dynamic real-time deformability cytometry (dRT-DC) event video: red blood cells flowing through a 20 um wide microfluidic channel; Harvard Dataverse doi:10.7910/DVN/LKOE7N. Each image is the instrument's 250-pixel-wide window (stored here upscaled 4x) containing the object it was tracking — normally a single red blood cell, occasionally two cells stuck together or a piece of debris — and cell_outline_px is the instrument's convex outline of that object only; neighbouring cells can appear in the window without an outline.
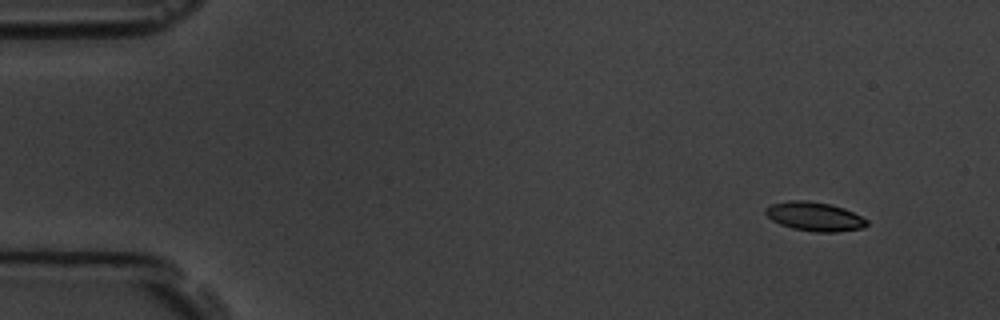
{"species": "common noctule bat (a hibernating species)", "species_latin": "Nyctalus noctula", "temperature_condition": "room temperature", "stored_images_in_passage": 9, "camera_frame_rate_fps": 3000, "um_per_image_px": 0.085, "animal": {"sex": "male", "body_mass_g": 19.5, "forearm_length_mm": 54.6}, "frame": {"image": 1, "passage_image": 2, "time_ms": 1.0, "image_size_px": [1000, 320], "cell_outline_px": [[868, 224], [864, 228], [836, 232], [816, 232], [792, 228], [780, 224], [772, 220], [764, 212], [764, 208], [772, 204], [788, 200], [804, 200], [832, 204], [844, 208], [868, 220]], "centroid_in_image_um": [69.24, 18.4], "position_along_channel_um": 15.8, "area_um2": 17.17}}
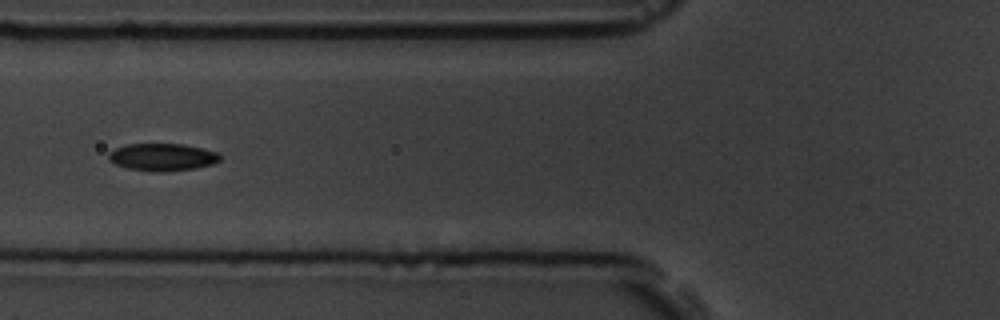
{"frame": {"image": 2, "passage_image": 7, "time_ms": 6.667, "image_size_px": [1000, 320], "cell_outline_px": [[220, 160], [212, 164], [196, 168], [164, 172], [152, 172], [128, 168], [116, 164], [108, 160], [108, 156], [116, 148], [128, 144], [180, 144], [200, 148], [216, 152], [220, 156]], "centroid_in_image_um": [13.8, 13.37], "position_along_channel_um": 112.0, "area_um2": 17.57}}
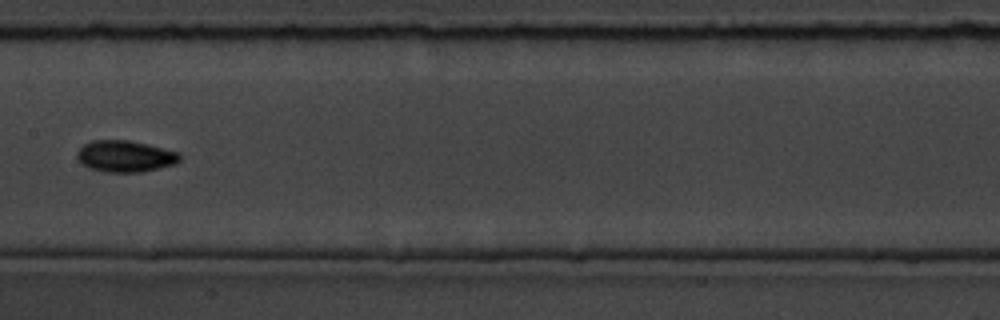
{"frame": {"image": 3, "passage_image": 9, "time_ms": 9.0, "image_size_px": [1000, 320], "cell_outline_px": [[180, 160], [176, 164], [160, 168], [140, 172], [104, 172], [88, 168], [76, 156], [76, 152], [84, 144], [92, 140], [128, 140], [148, 144], [180, 152]], "centroid_in_image_um": [10.66, 13.28], "position_along_channel_um": 196.7, "area_um2": 18.96}}